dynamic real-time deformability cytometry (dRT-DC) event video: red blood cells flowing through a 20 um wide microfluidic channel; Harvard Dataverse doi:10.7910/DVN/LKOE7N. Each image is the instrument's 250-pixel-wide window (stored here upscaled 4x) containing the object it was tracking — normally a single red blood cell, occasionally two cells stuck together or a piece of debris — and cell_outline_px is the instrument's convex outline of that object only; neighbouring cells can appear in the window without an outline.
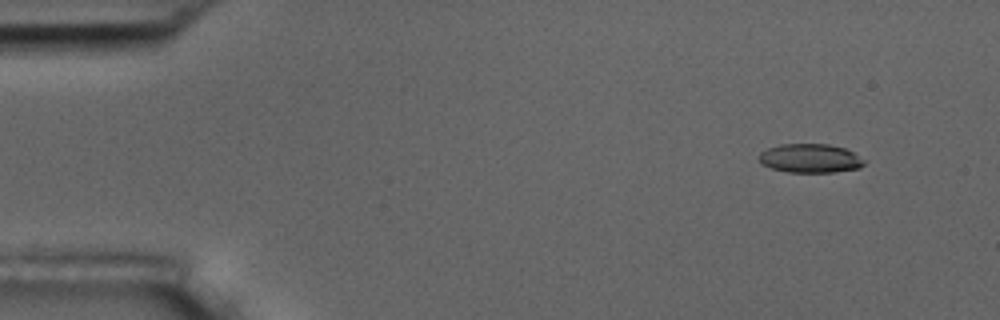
{"species": "common noctule bat (a hibernating species)", "species_latin": "Nyctalus noctula", "temperature_condition": "room temperature", "stored_images_in_passage": 4, "camera_frame_rate_fps": 3000, "um_per_image_px": 0.085, "animal": {"sex": "male", "body_mass_g": 17.5, "forearm_length_mm": 52.3}, "frame": {"image": 1, "passage_image": 1, "time_ms": 0.0, "image_size_px": [1000, 320], "cell_outline_px": [[868, 160], [860, 168], [836, 172], [788, 172], [772, 168], [760, 164], [756, 156], [760, 152], [768, 148], [780, 144], [828, 144], [844, 148]], "centroid_in_image_um": [68.86, 13.46], "position_along_channel_um": 16.1, "area_um2": 17.98}}
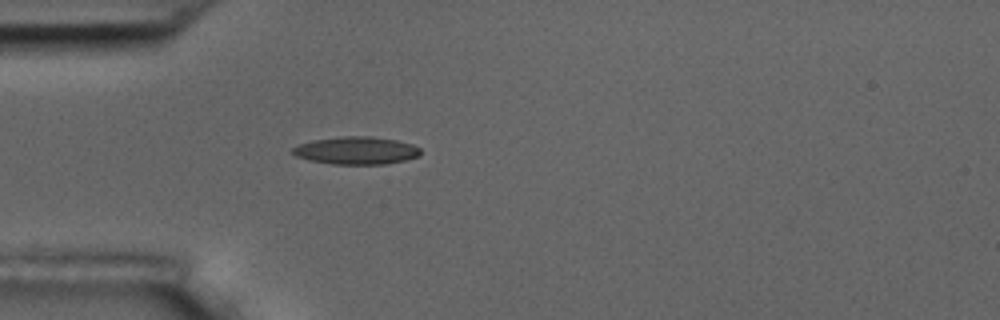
{"frame": {"image": 2, "passage_image": 4, "time_ms": 3.667, "image_size_px": [1000, 320], "cell_outline_px": [[420, 156], [404, 160], [384, 164], [332, 164], [312, 160], [296, 156], [292, 152], [292, 148], [300, 144], [312, 140], [340, 136], [372, 136], [396, 140], [412, 144], [420, 148]], "centroid_in_image_um": [30.3, 12.78], "position_along_channel_um": 54.7, "area_um2": 20.52}}